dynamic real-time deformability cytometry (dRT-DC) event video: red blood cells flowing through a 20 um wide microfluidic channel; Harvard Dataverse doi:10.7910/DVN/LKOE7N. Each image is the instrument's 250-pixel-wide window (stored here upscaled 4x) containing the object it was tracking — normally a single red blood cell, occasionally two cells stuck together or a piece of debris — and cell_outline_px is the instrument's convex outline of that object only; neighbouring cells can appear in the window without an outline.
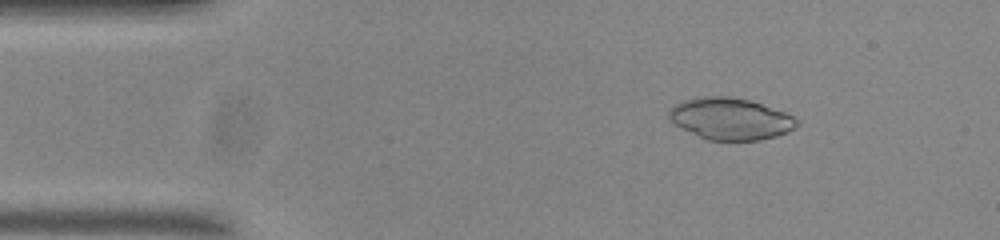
{"species": "common noctule bat (a hibernating species)", "species_latin": "Nyctalus noctula", "temperature_condition": "room temperature", "stored_images_in_passage": 54, "camera_frame_rate_fps": 3000, "um_per_image_px": 0.085, "animal": {"sex": "male", "body_mass_g": 20.0, "forearm_length_mm": 53.3}, "frame": {"image": 1, "passage_image": 7, "time_ms": 2.0, "image_size_px": [1000, 240], "cell_outline_px": [[800, 124], [796, 128], [788, 132], [776, 136], [760, 140], [708, 140], [668, 120], [668, 108], [684, 100], [708, 96], [724, 96], [748, 100], [784, 112], [800, 120]], "centroid_in_image_um": [62.11, 10.1], "position_along_channel_um": 22.9, "area_um2": 30.81}}
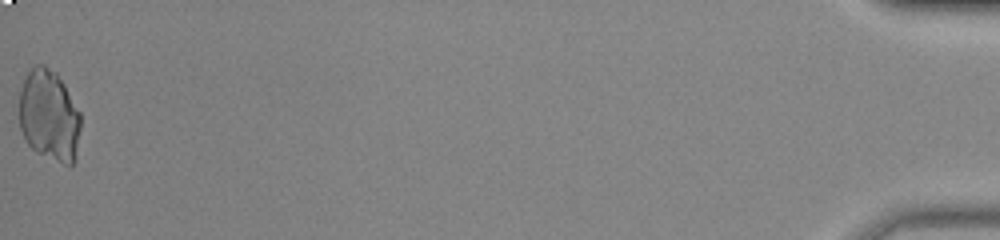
{"frame": {"image": 2, "passage_image": 54, "time_ms": 17.667, "image_size_px": [1000, 240], "cell_outline_px": [[80, 128], [76, 156], [72, 164], [64, 164], [36, 152], [28, 144], [20, 128], [20, 92], [24, 80], [28, 72], [36, 64], [44, 64], [56, 72], [64, 84], [80, 112]], "centroid_in_image_um": [4.19, 9.81], "position_along_channel_um": 431.0, "area_um2": 32.54}}